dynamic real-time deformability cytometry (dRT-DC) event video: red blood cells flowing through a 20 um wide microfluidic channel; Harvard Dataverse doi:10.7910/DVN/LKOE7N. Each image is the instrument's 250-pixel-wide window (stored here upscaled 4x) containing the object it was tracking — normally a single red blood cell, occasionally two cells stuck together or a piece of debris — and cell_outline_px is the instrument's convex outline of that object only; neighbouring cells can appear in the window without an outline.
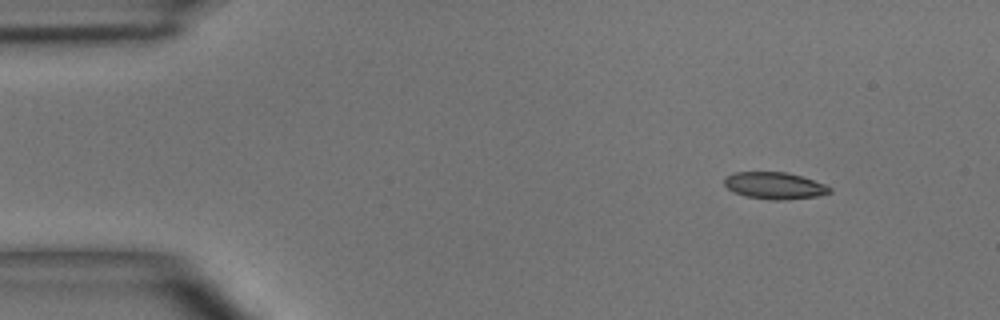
{"species": "common noctule bat (a hibernating species)", "species_latin": "Nyctalus noctula", "temperature_condition": "room temperature", "stored_images_in_passage": 6, "camera_frame_rate_fps": 3000, "um_per_image_px": 0.085, "animal": {"sex": "male", "body_mass_g": 15.6}, "frame": {"image": 1, "passage_image": 1, "time_ms": 0.0, "image_size_px": [1000, 320], "cell_outline_px": [[832, 192], [820, 196], [780, 200], [772, 200], [748, 196], [736, 192], [728, 188], [724, 184], [724, 176], [736, 172], [784, 172], [800, 176], [824, 184], [832, 188]], "centroid_in_image_um": [65.85, 15.77], "position_along_channel_um": 19.1, "area_um2": 16.3}}
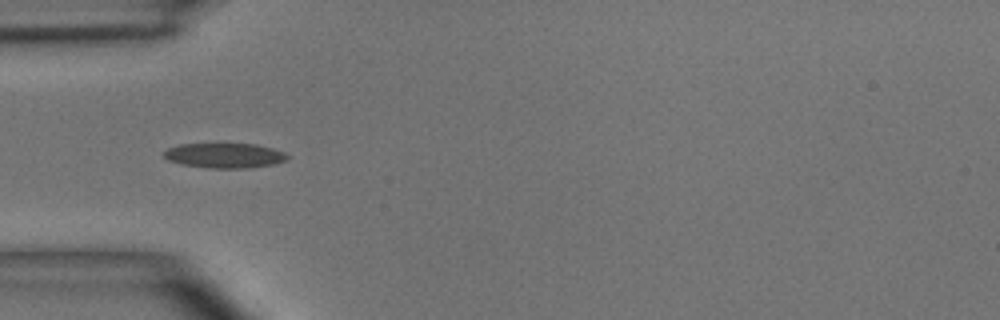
{"frame": {"image": 2, "passage_image": 3, "time_ms": 3.333, "image_size_px": [1000, 320], "cell_outline_px": [[288, 156], [284, 160], [272, 164], [248, 168], [208, 168], [184, 164], [168, 160], [164, 156], [164, 152], [168, 148], [180, 144], [256, 144], [272, 148], [284, 152]], "centroid_in_image_um": [19.08, 13.21], "position_along_channel_um": 65.9, "area_um2": 17.63}}
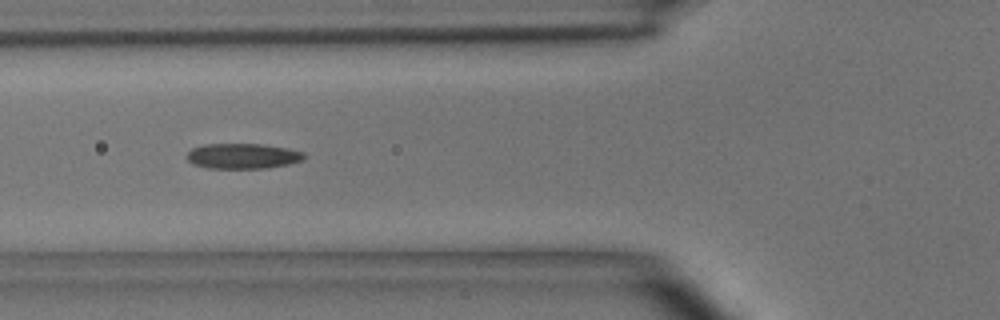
{"frame": {"image": 3, "passage_image": 4, "time_ms": 4.333, "image_size_px": [1000, 320], "cell_outline_px": [[308, 156], [304, 160], [288, 164], [264, 168], [208, 168], [192, 164], [184, 156], [192, 148], [204, 144], [260, 144], [288, 148], [304, 152]], "centroid_in_image_um": [20.64, 13.26], "position_along_channel_um": 105.2, "area_um2": 17.46}}